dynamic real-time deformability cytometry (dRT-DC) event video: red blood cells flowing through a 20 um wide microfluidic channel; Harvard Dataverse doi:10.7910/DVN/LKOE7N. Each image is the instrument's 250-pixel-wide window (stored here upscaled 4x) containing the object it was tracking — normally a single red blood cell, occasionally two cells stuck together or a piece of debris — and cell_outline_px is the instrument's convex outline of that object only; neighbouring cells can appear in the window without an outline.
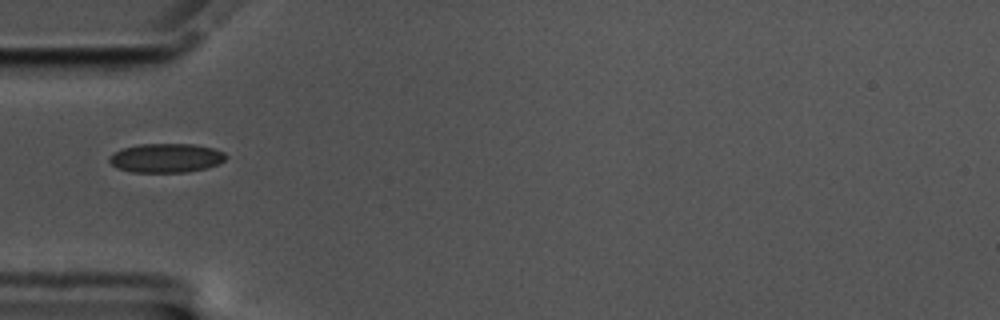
{"species": "common noctule bat (a hibernating species)", "species_latin": "Nyctalus noctula", "temperature_condition": "cold", "stored_images_in_passage": 40, "camera_frame_rate_fps": 3000, "um_per_image_px": 0.085, "animal": {"sex": "male", "body_mass_g": 17.5, "forearm_length_mm": 52.3}, "frame": {"image": 1, "passage_image": 1, "time_ms": 0.0, "image_size_px": [1000, 320], "cell_outline_px": [[228, 156], [220, 164], [208, 168], [188, 172], [132, 172], [116, 168], [108, 160], [108, 156], [112, 152], [120, 148], [140, 144], [192, 144], [212, 148], [224, 152]], "centroid_in_image_um": [14.1, 13.43], "position_along_channel_um": 70.9, "area_um2": 20.06}}
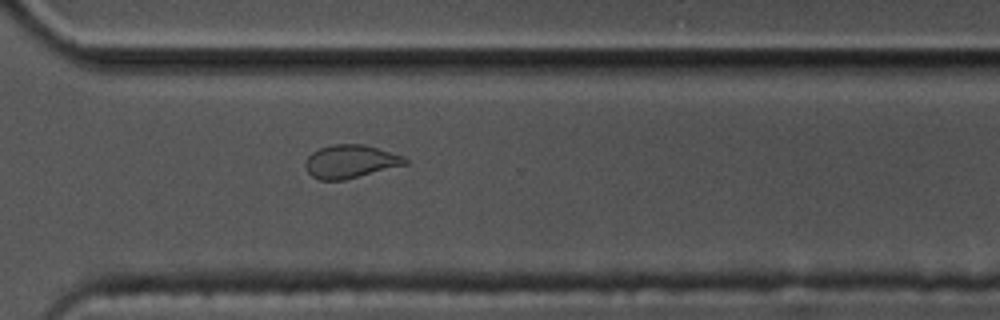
{"frame": {"image": 2, "passage_image": 24, "time_ms": 7.667, "image_size_px": [1000, 320], "cell_outline_px": [[408, 164], [344, 180], [320, 180], [312, 176], [304, 168], [304, 164], [308, 156], [312, 152], [320, 148], [332, 144], [364, 144], [404, 156], [408, 160]], "centroid_in_image_um": [29.78, 13.73], "position_along_channel_um": 340.8, "area_um2": 19.36}}
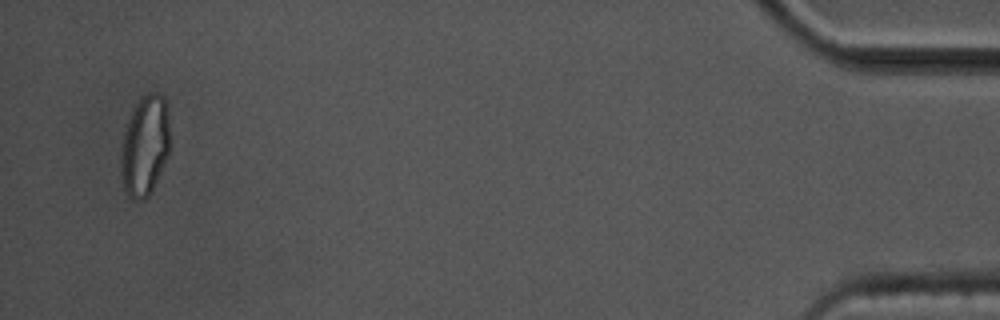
{"frame": {"image": 3, "passage_image": 38, "time_ms": 12.333, "image_size_px": [1000, 320], "cell_outline_px": [[168, 156], [152, 192], [144, 200], [132, 200], [128, 196], [124, 188], [120, 168], [120, 148], [124, 132], [128, 120], [136, 104], [148, 92], [156, 92], [164, 100], [168, 120]], "centroid_in_image_um": [12.28, 12.46], "position_along_channel_um": 422.9, "area_um2": 28.5}, "authors_computed_cell_mechanics": {"area_um2": 19.7098, "velocity_mm_per_s": 3.5225, "shape_relaxation_time_tau1_ms": 8.4176, "shape_relaxation_time_tau2_ms": 1.4935, "deformation_change_tau1": 0.1333, "deformation_change_tau2": 0.0617}}